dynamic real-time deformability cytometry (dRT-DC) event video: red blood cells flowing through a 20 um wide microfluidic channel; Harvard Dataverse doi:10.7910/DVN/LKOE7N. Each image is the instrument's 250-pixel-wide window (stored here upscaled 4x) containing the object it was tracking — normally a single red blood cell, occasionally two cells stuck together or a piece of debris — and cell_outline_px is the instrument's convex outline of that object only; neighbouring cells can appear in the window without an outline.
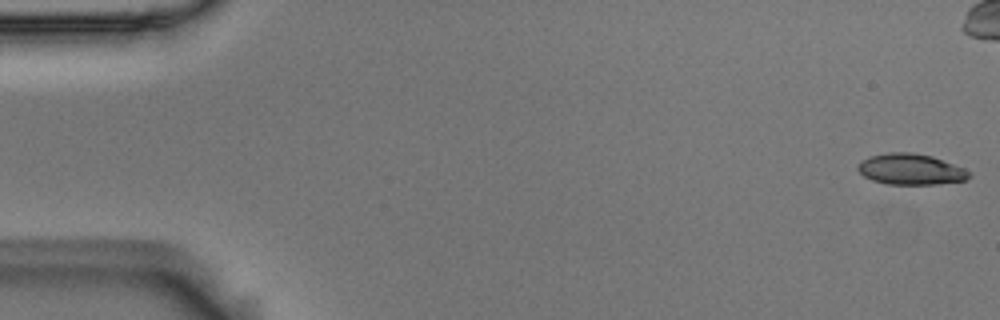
{"species": "Egyptian fruit bat (a non-hibernating species)", "species_latin": "Rousettus aegyptiacus", "temperature_condition": "room temperature", "stored_images_in_passage": 56, "camera_frame_rate_fps": 3000, "um_per_image_px": 0.085, "animal": {"sex": "male"}, "frame": {"image": 1, "passage_image": 1, "time_ms": 0.0, "image_size_px": [1000, 320], "cell_outline_px": [[972, 176], [964, 180], [936, 184], [888, 184], [872, 180], [864, 176], [856, 168], [860, 160], [872, 156], [888, 152], [912, 152], [932, 156], [964, 168], [972, 172]], "centroid_in_image_um": [77.41, 14.38], "position_along_channel_um": 7.6, "area_um2": 20.06}}
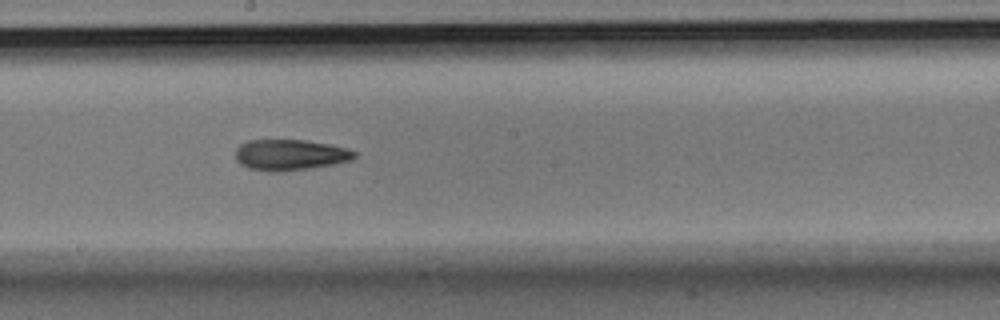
{"frame": {"image": 2, "passage_image": 30, "time_ms": 9.667, "image_size_px": [1000, 320], "cell_outline_px": [[356, 156], [348, 160], [332, 164], [312, 168], [276, 172], [248, 168], [240, 164], [236, 160], [236, 148], [240, 144], [248, 140], [304, 140], [328, 144], [348, 148], [356, 152]], "centroid_in_image_um": [24.63, 13.16], "position_along_channel_um": 223.6, "area_um2": 21.27}}
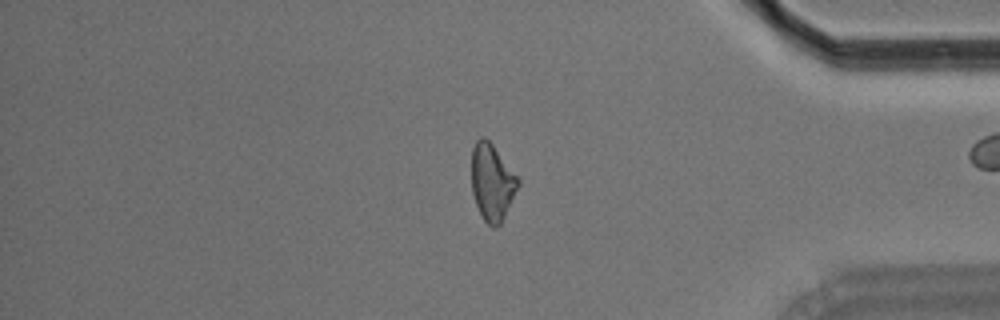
{"frame": {"image": 3, "passage_image": 46, "time_ms": 15.0, "image_size_px": [1000, 320], "cell_outline_px": [[520, 184], [500, 224], [496, 228], [492, 228], [484, 220], [476, 204], [472, 192], [472, 148], [476, 140], [480, 136], [484, 136], [492, 144], [520, 180]], "centroid_in_image_um": [41.82, 15.48], "position_along_channel_um": 393.4, "area_um2": 20.58}, "authors_computed_cell_mechanics": {"area_um2": 20.9236, "velocity_mm_per_s": 3.6702, "shape_relaxation_time_tau1_ms": 3.7051, "shape_relaxation_time_tau2_ms": 9.996, "deformation_change_tau1": 0.1464, "deformation_change_tau2": 0.2275}}